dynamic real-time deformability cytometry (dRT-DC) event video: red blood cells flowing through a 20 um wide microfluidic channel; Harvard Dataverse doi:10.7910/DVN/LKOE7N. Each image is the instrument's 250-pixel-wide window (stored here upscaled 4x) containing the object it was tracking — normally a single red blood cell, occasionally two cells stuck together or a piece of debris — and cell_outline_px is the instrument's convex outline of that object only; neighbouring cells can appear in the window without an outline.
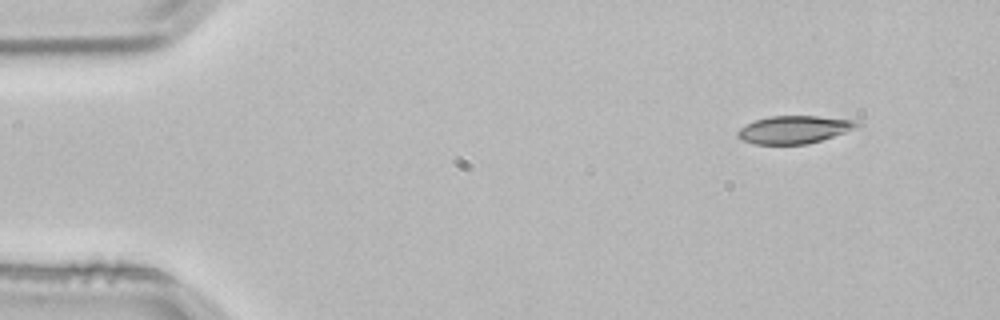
{"species": "common noctule bat (a hibernating species)", "species_latin": "Nyctalus noctula", "temperature_condition": "room temperature", "stored_images_in_passage": 3, "segment_of_instrument_passage": [2, 2], "camera_frame_rate_fps": 3000, "um_per_image_px": 0.085, "animal": {"sex": "male", "body_mass_g": 21.5, "forearm_length_mm": 52.0}, "frame": {"image": 1, "passage_image": 3, "time_ms": 0.667, "image_size_px": [1000, 320], "cell_outline_px": [[864, 124], [860, 128], [808, 144], [756, 144], [744, 140], [736, 136], [736, 132], [740, 128], [756, 120], [772, 116], [816, 116], [860, 120]], "centroid_in_image_um": [67.62, 11.01], "position_along_channel_um": 17.4, "area_um2": 19.48}}